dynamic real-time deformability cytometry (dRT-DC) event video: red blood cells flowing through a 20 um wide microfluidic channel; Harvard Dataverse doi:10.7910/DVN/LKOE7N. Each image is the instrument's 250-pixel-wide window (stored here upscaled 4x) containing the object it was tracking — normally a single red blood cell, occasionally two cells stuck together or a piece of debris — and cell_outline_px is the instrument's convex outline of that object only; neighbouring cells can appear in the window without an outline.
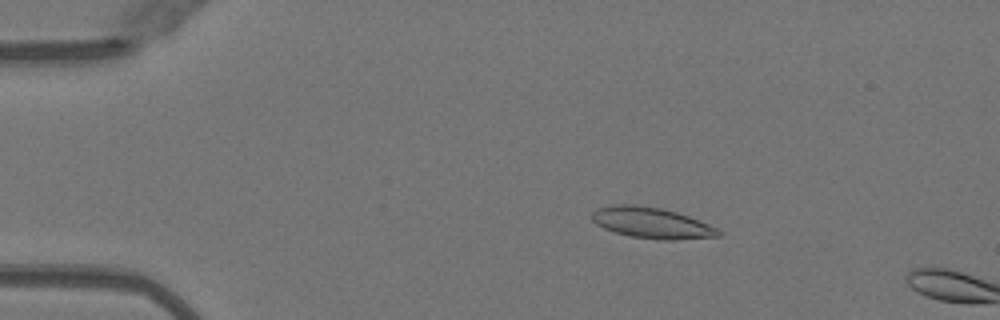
{"species": "Egyptian fruit bat (a non-hibernating species)", "species_latin": "Rousettus aegyptiacus", "temperature_condition": "warm", "stored_images_in_passage": 13, "camera_frame_rate_fps": 3000, "um_per_image_px": 0.085, "animal": {"sex": "female"}, "frame": {"image": 1, "passage_image": 10, "time_ms": 3.0, "image_size_px": [1000, 320], "cell_outline_px": [[724, 232], [720, 236], [676, 240], [660, 240], [632, 236], [616, 232], [604, 228], [596, 224], [592, 220], [592, 212], [596, 208], [616, 204], [636, 204], [660, 208], [676, 212], [688, 216], [708, 224]], "centroid_in_image_um": [55.39, 18.94], "position_along_channel_um": 29.6, "area_um2": 22.77}}